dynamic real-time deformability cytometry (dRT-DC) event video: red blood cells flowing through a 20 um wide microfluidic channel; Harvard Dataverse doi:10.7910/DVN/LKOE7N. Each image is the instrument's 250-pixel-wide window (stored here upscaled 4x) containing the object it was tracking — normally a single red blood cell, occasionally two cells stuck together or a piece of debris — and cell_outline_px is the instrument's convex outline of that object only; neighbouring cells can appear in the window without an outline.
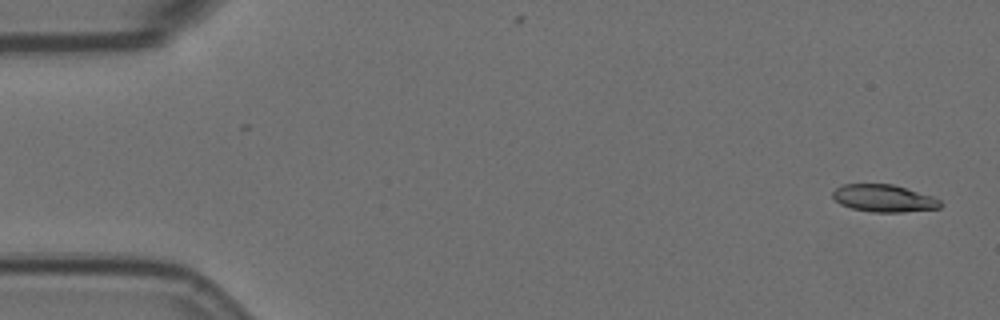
{"species": "Egyptian fruit bat (a non-hibernating species)", "species_latin": "Rousettus aegyptiacus", "temperature_condition": "room temperature", "stored_images_in_passage": 5, "camera_frame_rate_fps": 3000, "um_per_image_px": 0.085, "animal": {"sex": "female"}, "frame": {"image": 1, "passage_image": 1, "time_ms": 0.0, "image_size_px": [1000, 320], "cell_outline_px": [[944, 204], [940, 208], [900, 212], [872, 212], [852, 208], [840, 204], [832, 196], [832, 192], [836, 188], [844, 184], [892, 184], [932, 196], [940, 200]], "centroid_in_image_um": [75.13, 16.85], "position_along_channel_um": 9.9, "area_um2": 17.05}}
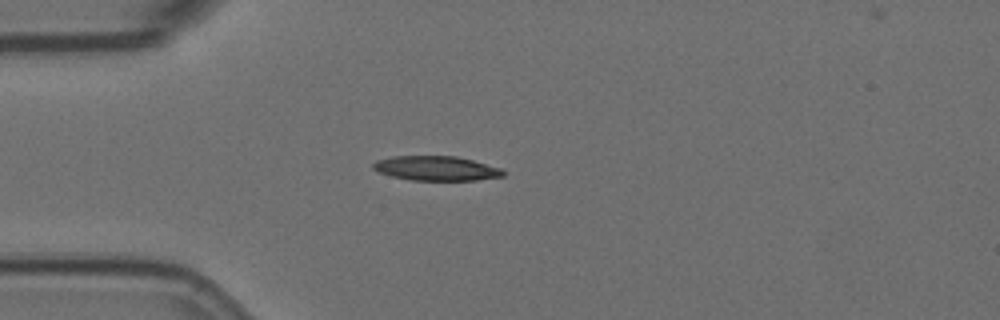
{"frame": {"image": 2, "passage_image": 4, "time_ms": 1.0, "image_size_px": [1000, 320], "cell_outline_px": [[504, 176], [476, 180], [408, 180], [392, 176], [380, 172], [372, 168], [372, 164], [376, 160], [392, 156], [456, 156], [472, 160], [500, 168], [504, 172]], "centroid_in_image_um": [37.05, 14.31], "position_along_channel_um": 48.0, "area_um2": 18.5}}